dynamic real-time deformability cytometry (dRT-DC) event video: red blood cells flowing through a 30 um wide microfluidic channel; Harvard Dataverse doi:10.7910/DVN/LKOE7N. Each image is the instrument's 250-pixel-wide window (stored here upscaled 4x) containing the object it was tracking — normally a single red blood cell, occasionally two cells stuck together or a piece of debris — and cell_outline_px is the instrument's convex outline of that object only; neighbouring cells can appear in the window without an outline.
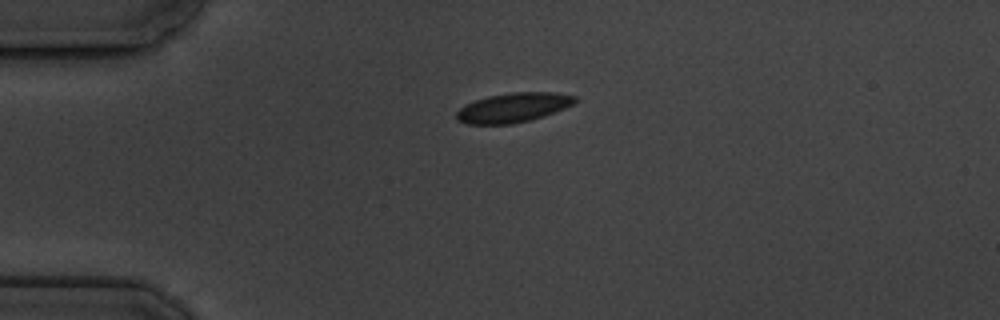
{"species": "common noctule bat (a hibernating species)", "species_latin": "Nyctalus noctula", "temperature_condition": "cold", "stored_images_in_passage": 2, "camera_frame_rate_fps": 3000, "um_per_image_px": 0.085, "animal": {"sex": "male", "body_mass_g": 19.5, "forearm_length_mm": 54.6}, "frame": {"image": 1, "passage_image": 1, "time_ms": 0.0, "image_size_px": [1000, 320], "cell_outline_px": [[576, 100], [572, 104], [564, 108], [544, 116], [512, 124], [468, 124], [456, 120], [456, 112], [464, 104], [488, 96], [512, 92], [556, 92], [576, 96]], "centroid_in_image_um": [43.59, 9.14], "position_along_channel_um": 41.4, "area_um2": 20.29}}